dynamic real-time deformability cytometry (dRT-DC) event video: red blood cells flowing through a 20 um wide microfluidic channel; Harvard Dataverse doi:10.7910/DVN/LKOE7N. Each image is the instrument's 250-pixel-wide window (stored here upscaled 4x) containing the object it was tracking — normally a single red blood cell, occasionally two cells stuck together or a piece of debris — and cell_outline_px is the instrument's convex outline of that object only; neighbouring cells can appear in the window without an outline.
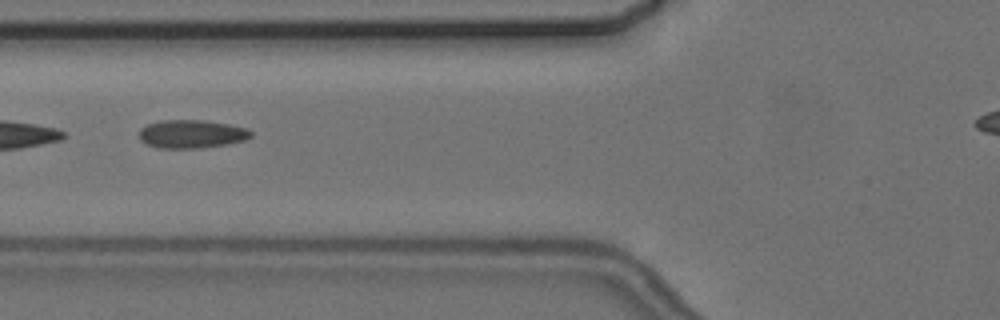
{"species": "common noctule bat (a hibernating species)", "species_latin": "Nyctalus noctula", "temperature_condition": "cold", "stored_images_in_passage": 5, "camera_frame_rate_fps": 3000, "um_per_image_px": 0.085, "animal": {"sex": "female", "body_mass_g": 24.6, "forearm_length_mm": 56.2}, "frame": {"image": 1, "passage_image": 4, "time_ms": 3.333, "image_size_px": [1000, 320], "cell_outline_px": [[252, 136], [244, 140], [228, 144], [200, 148], [160, 148], [148, 144], [140, 140], [140, 128], [148, 124], [160, 120], [200, 120], [228, 124], [248, 128], [252, 132]], "centroid_in_image_um": [16.3, 11.39], "position_along_channel_um": 109.5, "area_um2": 18.38}}
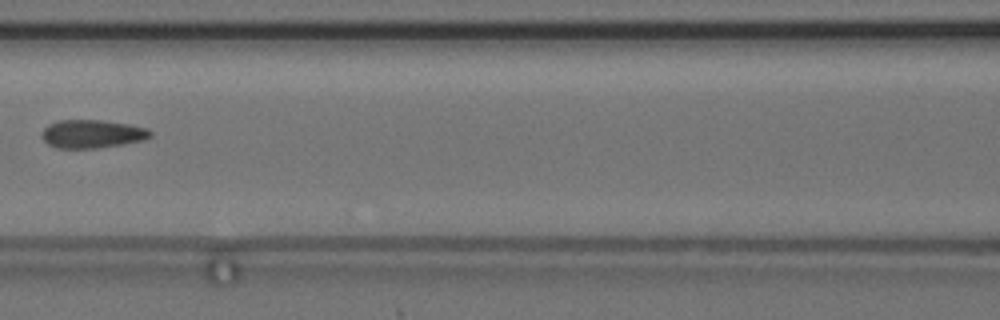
{"frame": {"image": 2, "passage_image": 5, "time_ms": 4.667, "image_size_px": [1000, 320], "cell_outline_px": [[152, 136], [144, 140], [124, 144], [96, 148], [56, 148], [48, 144], [44, 140], [44, 128], [48, 124], [60, 120], [100, 120], [128, 124], [148, 128], [152, 132]], "centroid_in_image_um": [7.87, 11.38], "position_along_channel_um": 158.7, "area_um2": 17.8}}